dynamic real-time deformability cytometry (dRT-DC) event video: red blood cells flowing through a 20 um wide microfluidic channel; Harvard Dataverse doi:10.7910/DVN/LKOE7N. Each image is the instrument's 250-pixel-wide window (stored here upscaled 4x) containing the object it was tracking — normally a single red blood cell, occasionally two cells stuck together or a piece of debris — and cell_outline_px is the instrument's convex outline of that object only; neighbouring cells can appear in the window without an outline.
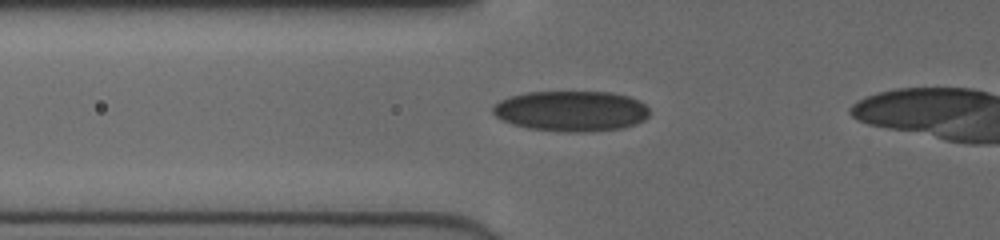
{"species": "human", "species_latin": "Homo sapiens", "temperature_condition": "cold", "stored_images_in_passage": 41, "camera_frame_rate_fps": 3000, "um_per_image_px": 0.085, "donor": {"sex": "female"}, "frame": {"image": 1, "passage_image": 14, "time_ms": 4.333, "image_size_px": [1000, 240], "cell_outline_px": [[648, 116], [644, 120], [636, 124], [624, 128], [584, 132], [564, 132], [528, 128], [512, 124], [496, 116], [492, 112], [492, 104], [508, 96], [524, 92], [612, 92], [628, 96], [640, 100], [648, 108]], "centroid_in_image_um": [48.54, 9.43], "position_along_channel_um": 77.3, "area_um2": 37.28}}
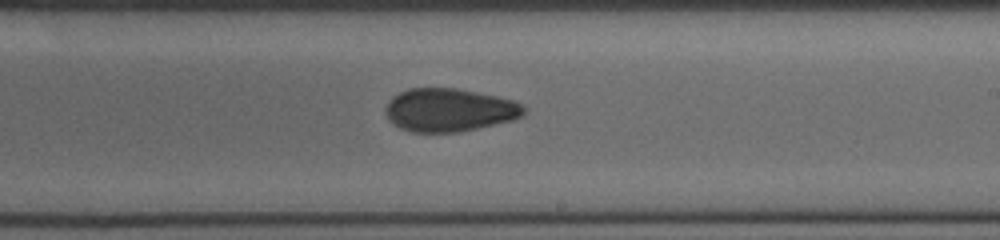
{"frame": {"image": 2, "passage_image": 27, "time_ms": 8.667, "image_size_px": [1000, 240], "cell_outline_px": [[528, 108], [520, 116], [512, 120], [460, 132], [412, 132], [400, 128], [392, 124], [388, 120], [384, 112], [384, 108], [388, 100], [392, 96], [408, 88], [456, 88], [496, 96], [512, 100]], "centroid_in_image_um": [38.12, 9.35], "position_along_channel_um": 250.9, "area_um2": 34.91}}
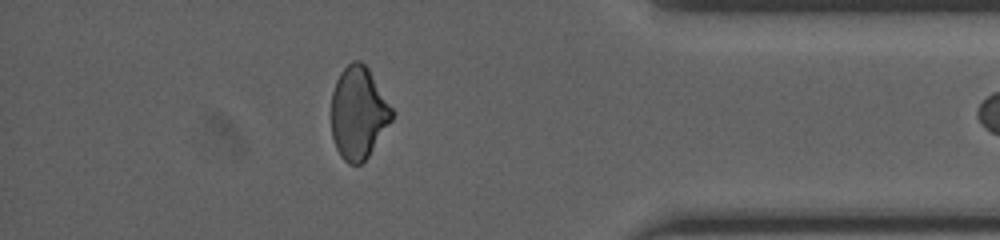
{"frame": {"image": 3, "passage_image": 40, "time_ms": 13.0, "image_size_px": [1000, 240], "cell_outline_px": [[392, 120], [368, 156], [360, 164], [348, 164], [340, 156], [336, 148], [332, 136], [332, 92], [336, 80], [340, 72], [352, 60], [360, 60], [368, 68], [392, 108]], "centroid_in_image_um": [30.44, 9.59], "position_along_channel_um": 404.8, "area_um2": 32.31}}